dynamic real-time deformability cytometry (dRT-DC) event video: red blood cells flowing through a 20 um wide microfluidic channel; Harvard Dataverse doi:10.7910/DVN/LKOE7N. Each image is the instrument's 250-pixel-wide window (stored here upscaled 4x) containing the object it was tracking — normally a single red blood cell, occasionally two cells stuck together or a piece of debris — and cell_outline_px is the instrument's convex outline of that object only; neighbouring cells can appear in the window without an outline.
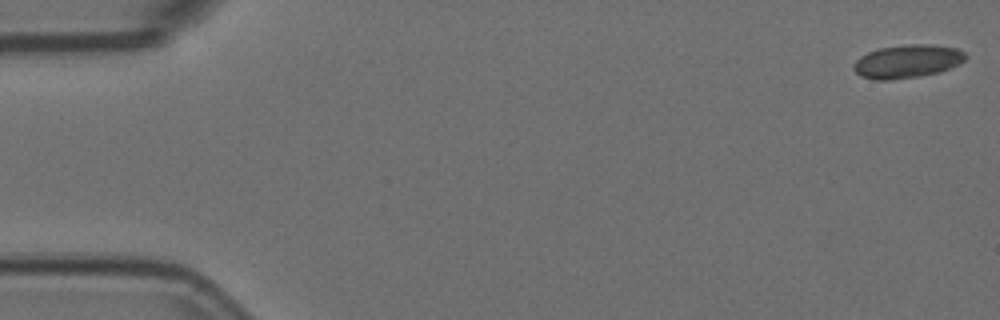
{"species": "Egyptian fruit bat (a non-hibernating species)", "species_latin": "Rousettus aegyptiacus", "temperature_condition": "room temperature", "stored_images_in_passage": 7, "camera_frame_rate_fps": 3000, "um_per_image_px": 0.085, "animal": {"sex": "female"}, "frame": {"image": 1, "passage_image": 1, "time_ms": 0.0, "image_size_px": [1000, 320], "cell_outline_px": [[968, 56], [960, 64], [940, 72], [920, 76], [892, 80], [876, 80], [860, 76], [852, 68], [856, 60], [860, 56], [868, 52], [880, 48], [908, 44], [928, 44], [956, 48], [964, 52]], "centroid_in_image_um": [77.12, 5.22], "position_along_channel_um": 7.9, "area_um2": 21.79}}
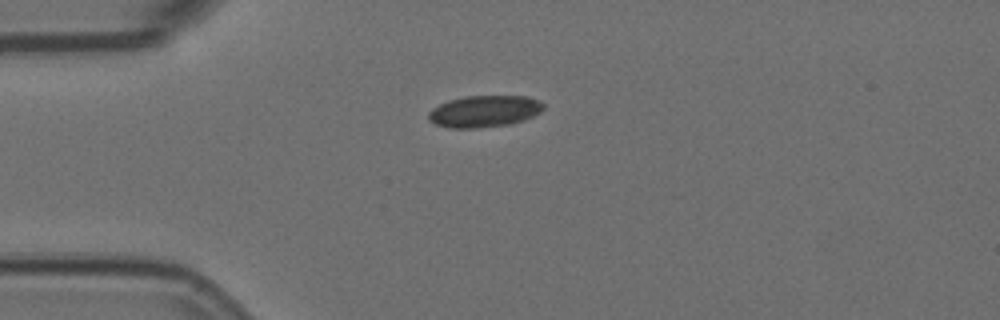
{"frame": {"image": 2, "passage_image": 5, "time_ms": 1.333, "image_size_px": [1000, 320], "cell_outline_px": [[544, 108], [540, 112], [524, 120], [508, 124], [476, 128], [448, 128], [436, 124], [428, 120], [428, 112], [432, 108], [448, 100], [464, 96], [524, 96], [540, 100], [544, 104]], "centroid_in_image_um": [41.15, 9.45], "position_along_channel_um": 43.9, "area_um2": 21.27}}